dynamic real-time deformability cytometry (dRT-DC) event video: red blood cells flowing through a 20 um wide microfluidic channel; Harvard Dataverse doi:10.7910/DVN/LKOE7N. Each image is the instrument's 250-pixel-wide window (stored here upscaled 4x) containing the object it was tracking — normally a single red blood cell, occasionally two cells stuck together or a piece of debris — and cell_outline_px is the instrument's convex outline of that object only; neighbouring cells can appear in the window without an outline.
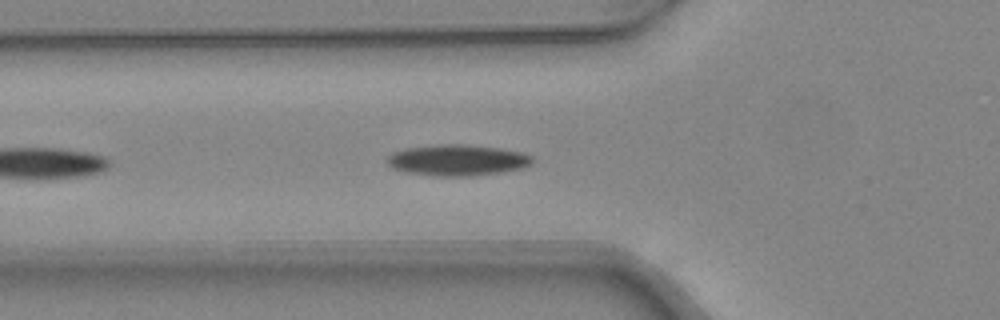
{"species": "common noctule bat (a hibernating species)", "species_latin": "Nyctalus noctula", "temperature_condition": "warm", "stored_images_in_passage": 11, "camera_frame_rate_fps": 3000, "um_per_image_px": 0.085, "animal": {"sex": "female", "body_mass_g": 24.6, "forearm_length_mm": 56.2}, "frame": {"image": 1, "passage_image": 5, "time_ms": 1.333, "image_size_px": [1000, 320], "cell_outline_px": [[532, 164], [524, 168], [500, 172], [468, 176], [436, 176], [408, 172], [392, 168], [388, 164], [388, 156], [392, 152], [404, 148], [440, 144], [464, 144], [500, 148], [524, 152], [532, 156]], "centroid_in_image_um": [38.9, 13.6], "position_along_channel_um": 86.9, "area_um2": 26.36}}
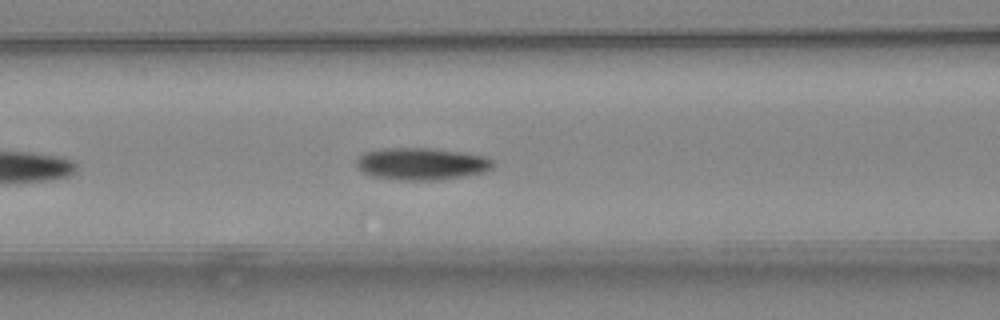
{"frame": {"image": 2, "passage_image": 8, "time_ms": 2.333, "image_size_px": [1000, 320], "cell_outline_px": [[492, 168], [484, 172], [464, 176], [436, 180], [400, 180], [368, 176], [356, 168], [356, 160], [364, 152], [380, 148], [432, 148], [488, 156], [492, 160]], "centroid_in_image_um": [35.78, 13.92], "position_along_channel_um": 130.8, "area_um2": 25.84}}